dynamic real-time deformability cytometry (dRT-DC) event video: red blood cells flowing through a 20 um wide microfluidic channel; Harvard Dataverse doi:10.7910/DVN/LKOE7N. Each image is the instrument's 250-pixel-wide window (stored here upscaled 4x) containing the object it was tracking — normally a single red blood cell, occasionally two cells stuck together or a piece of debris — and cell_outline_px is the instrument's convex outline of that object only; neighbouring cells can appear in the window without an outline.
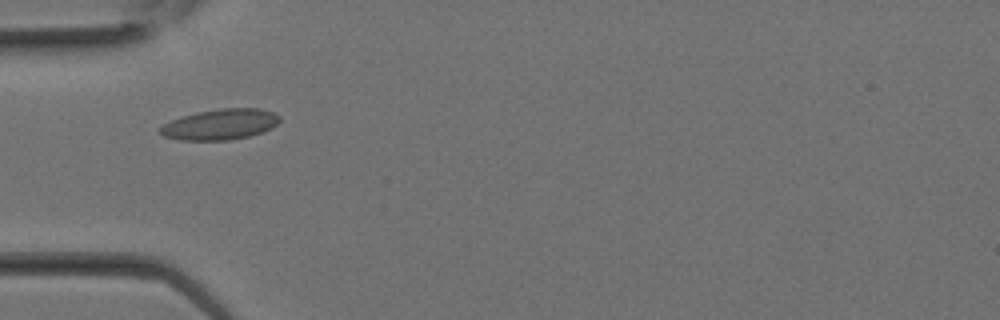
{"species": "Egyptian fruit bat (a non-hibernating species)", "species_latin": "Rousettus aegyptiacus", "temperature_condition": "room temperature", "stored_images_in_passage": 6, "camera_frame_rate_fps": 3000, "um_per_image_px": 0.085, "animal": {"sex": "female"}, "frame": {"image": 1, "passage_image": 1, "time_ms": 0.0, "image_size_px": [1000, 320], "cell_outline_px": [[280, 120], [272, 128], [248, 136], [228, 140], [180, 140], [164, 136], [156, 132], [156, 128], [180, 116], [196, 112], [220, 108], [260, 108], [272, 112], [280, 116]], "centroid_in_image_um": [18.66, 10.56], "position_along_channel_um": 66.3, "area_um2": 21.5}}
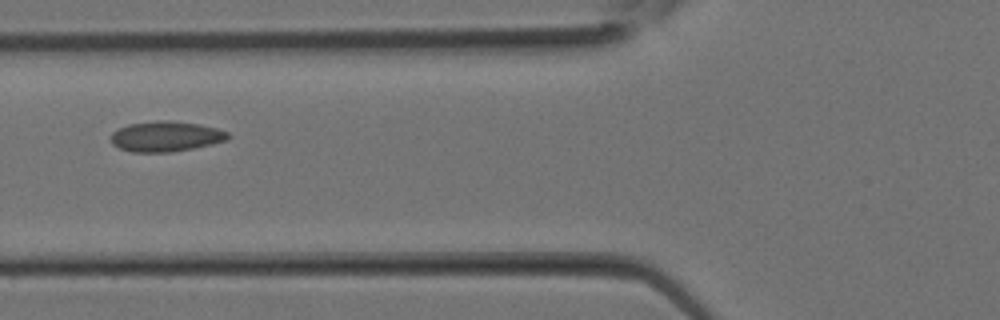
{"frame": {"image": 2, "passage_image": 3, "time_ms": 0.667, "image_size_px": [1000, 320], "cell_outline_px": [[232, 136], [228, 140], [212, 144], [192, 148], [168, 152], [132, 152], [120, 148], [112, 144], [112, 132], [128, 124], [156, 120], [168, 120], [200, 124], [216, 128], [228, 132]], "centroid_in_image_um": [14.13, 11.58], "position_along_channel_um": 111.7, "area_um2": 20.69}}
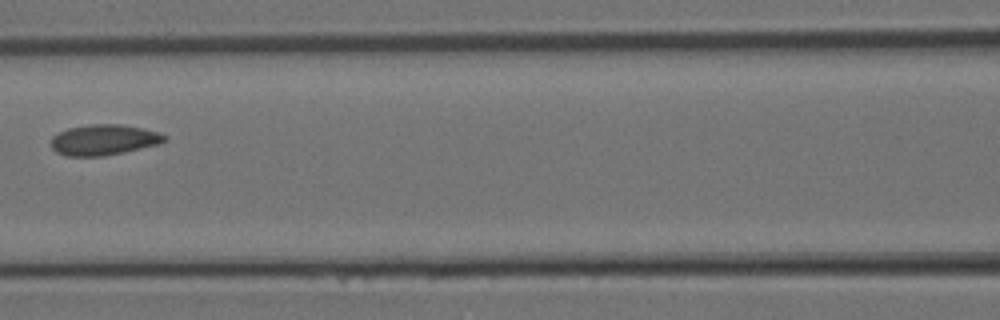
{"frame": {"image": 3, "passage_image": 5, "time_ms": 1.333, "image_size_px": [1000, 320], "cell_outline_px": [[168, 140], [160, 144], [124, 152], [104, 156], [68, 156], [56, 152], [52, 148], [52, 136], [68, 128], [92, 124], [120, 124], [144, 128], [160, 132], [168, 136]], "centroid_in_image_um": [8.89, 11.88], "position_along_channel_um": 157.7, "area_um2": 20.4}}